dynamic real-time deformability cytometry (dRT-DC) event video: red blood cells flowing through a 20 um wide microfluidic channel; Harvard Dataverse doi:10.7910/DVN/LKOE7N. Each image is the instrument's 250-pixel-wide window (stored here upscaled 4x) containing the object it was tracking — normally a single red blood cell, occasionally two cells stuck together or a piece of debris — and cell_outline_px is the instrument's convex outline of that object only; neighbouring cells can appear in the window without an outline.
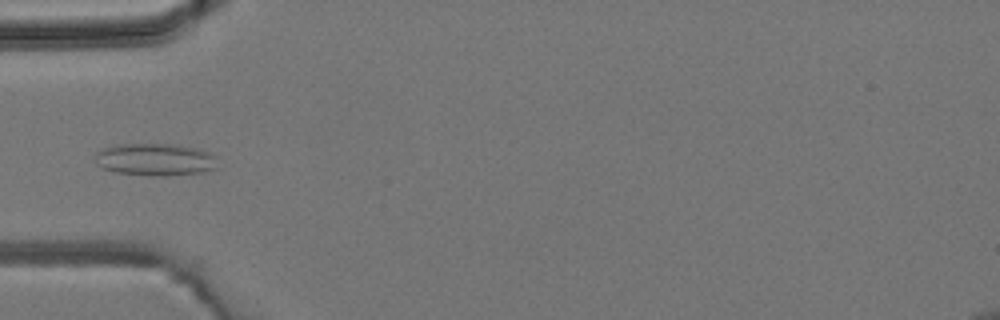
{"species": "common noctule bat (a hibernating species)", "species_latin": "Nyctalus noctula", "temperature_condition": "room temperature", "stored_images_in_passage": 4, "camera_frame_rate_fps": 3000, "um_per_image_px": 0.085, "animal": {"sex": "male", "body_mass_g": 19.2, "forearm_length_mm": 51.8}, "frame": {"image": 1, "passage_image": 3, "time_ms": 3.333, "image_size_px": [1000, 320], "cell_outline_px": [[216, 168], [200, 172], [164, 176], [152, 176], [116, 172], [104, 168], [96, 164], [96, 152], [112, 144], [168, 144], [196, 148], [208, 152], [212, 156]], "centroid_in_image_um": [13.11, 13.56], "position_along_channel_um": 71.9, "area_um2": 22.72}}